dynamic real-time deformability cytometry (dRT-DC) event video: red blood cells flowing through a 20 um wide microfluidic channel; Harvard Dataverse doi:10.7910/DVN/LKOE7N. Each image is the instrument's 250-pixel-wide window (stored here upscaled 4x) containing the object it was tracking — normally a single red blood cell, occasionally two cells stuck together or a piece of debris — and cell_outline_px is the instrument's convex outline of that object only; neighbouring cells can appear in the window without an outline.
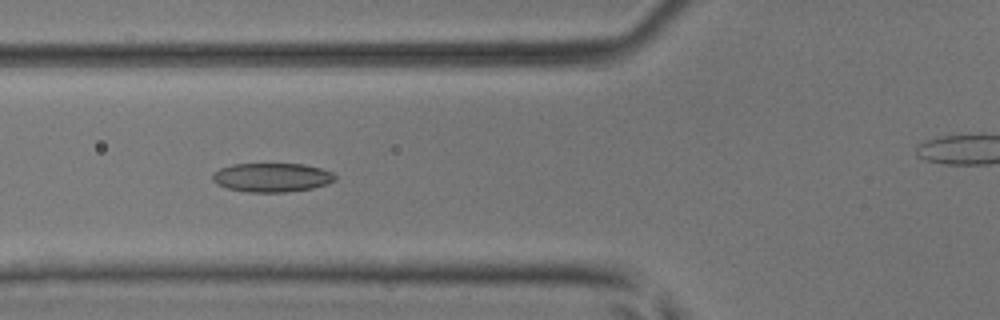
{"species": "common noctule bat (a hibernating species)", "species_latin": "Nyctalus noctula", "temperature_condition": "room temperature", "stored_images_in_passage": 51, "camera_frame_rate_fps": 3000, "um_per_image_px": 0.085, "animal": {"sex": "male", "body_mass_g": 17.9, "forearm_length_mm": 54.2}, "frame": {"image": 1, "passage_image": 19, "time_ms": 6.0, "image_size_px": [1000, 320], "cell_outline_px": [[336, 180], [328, 184], [312, 188], [284, 192], [248, 192], [228, 188], [216, 184], [212, 180], [212, 176], [220, 168], [232, 164], [304, 164], [320, 168], [332, 172], [336, 176]], "centroid_in_image_um": [23.13, 15.08], "position_along_channel_um": 102.7, "area_um2": 20.63}}
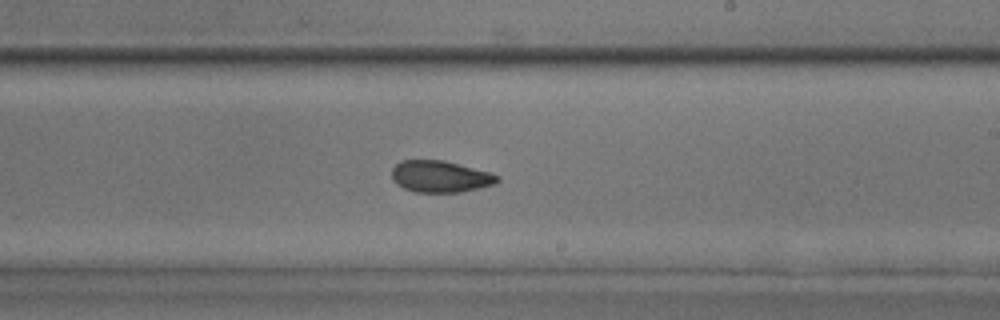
{"frame": {"image": 2, "passage_image": 30, "time_ms": 9.667, "image_size_px": [1000, 320], "cell_outline_px": [[500, 180], [496, 184], [480, 188], [460, 192], [416, 192], [404, 188], [396, 184], [392, 180], [392, 168], [400, 160], [444, 160], [488, 172], [500, 176]], "centroid_in_image_um": [37.41, 15.0], "position_along_channel_um": 251.6, "area_um2": 19.54}}
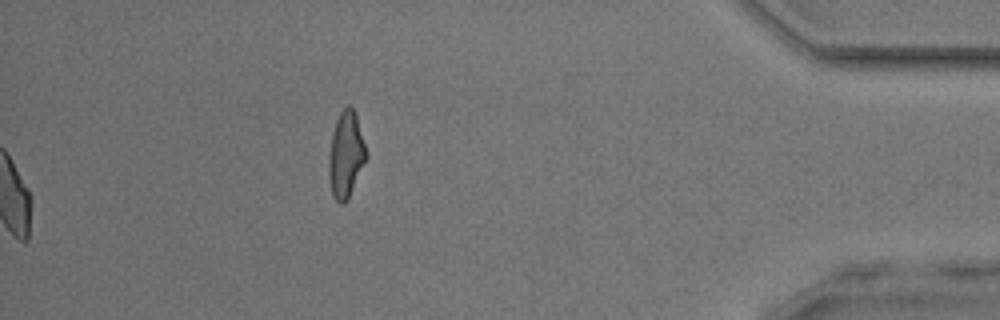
{"frame": {"image": 3, "passage_image": 51, "time_ms": 16.667, "image_size_px": [1000, 320], "cell_outline_px": [[368, 156], [344, 204], [340, 204], [332, 196], [328, 176], [328, 156], [332, 132], [336, 120], [340, 112], [348, 104], [356, 112]], "centroid_in_image_um": [29.38, 13.12], "position_along_channel_um": 405.8, "area_um2": 18.79}, "authors_computed_cell_mechanics": {"area_um2": 20.1144, "velocity_mm_per_s": 4.0776, "shape_relaxation_time_tau1_ms": 4.1269, "shape_relaxation_time_tau2_ms": 2.6004, "deformation_change_tau1": 0.1181, "deformation_change_tau2": 0.0807}}